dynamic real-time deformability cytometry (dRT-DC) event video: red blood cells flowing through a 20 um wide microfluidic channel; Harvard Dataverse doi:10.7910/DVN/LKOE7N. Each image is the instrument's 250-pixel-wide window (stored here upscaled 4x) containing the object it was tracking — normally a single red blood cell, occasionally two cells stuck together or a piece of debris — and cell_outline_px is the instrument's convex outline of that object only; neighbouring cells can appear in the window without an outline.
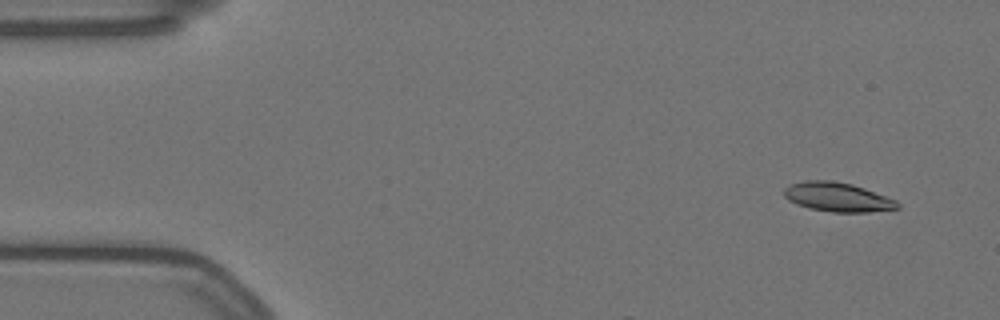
{"species": "Egyptian fruit bat (a non-hibernating species)", "species_latin": "Rousettus aegyptiacus", "temperature_condition": "warm", "stored_images_in_passage": 12, "camera_frame_rate_fps": 3000, "um_per_image_px": 0.085, "animal": {"sex": "female"}, "frame": {"image": 1, "passage_image": 4, "time_ms": 1.0, "image_size_px": [1000, 320], "cell_outline_px": [[900, 208], [868, 212], [832, 212], [808, 208], [796, 204], [788, 200], [784, 196], [784, 188], [788, 184], [804, 180], [832, 180], [852, 184], [864, 188], [896, 200], [900, 204]], "centroid_in_image_um": [71.16, 16.74], "position_along_channel_um": 13.8, "area_um2": 19.42}}